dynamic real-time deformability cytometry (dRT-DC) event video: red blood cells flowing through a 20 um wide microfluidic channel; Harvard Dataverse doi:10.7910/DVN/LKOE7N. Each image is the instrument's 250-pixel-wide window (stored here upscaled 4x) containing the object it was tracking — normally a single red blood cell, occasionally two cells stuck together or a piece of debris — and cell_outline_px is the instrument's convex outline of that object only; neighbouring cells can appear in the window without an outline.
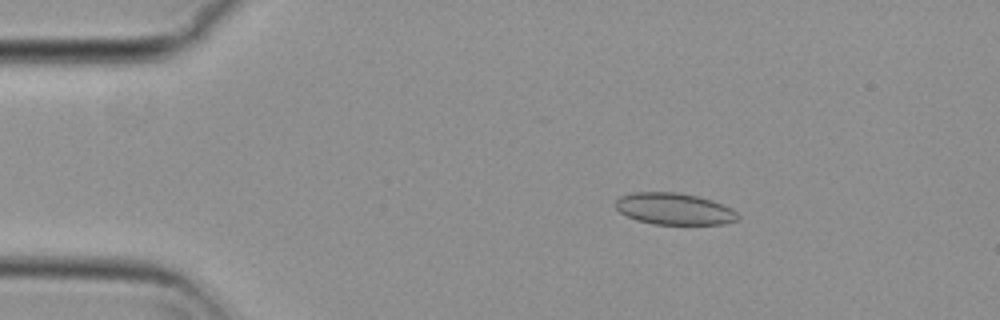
{"species": "common noctule bat (a hibernating species)", "species_latin": "Nyctalus noctula", "temperature_condition": "cold", "stored_images_in_passage": 54, "camera_frame_rate_fps": 3000, "um_per_image_px": 0.085, "animal": {"sex": "female", "body_mass_g": 29.2, "forearm_length_mm": 56.3}, "frame": {"image": 1, "passage_image": 8, "time_ms": 2.333, "image_size_px": [1000, 320], "cell_outline_px": [[740, 216], [736, 220], [724, 224], [652, 224], [636, 220], [620, 212], [616, 208], [616, 200], [620, 196], [632, 192], [676, 192], [696, 196], [712, 200], [724, 204], [732, 208]], "centroid_in_image_um": [57.31, 17.75], "position_along_channel_um": 27.7, "area_um2": 22.6}}
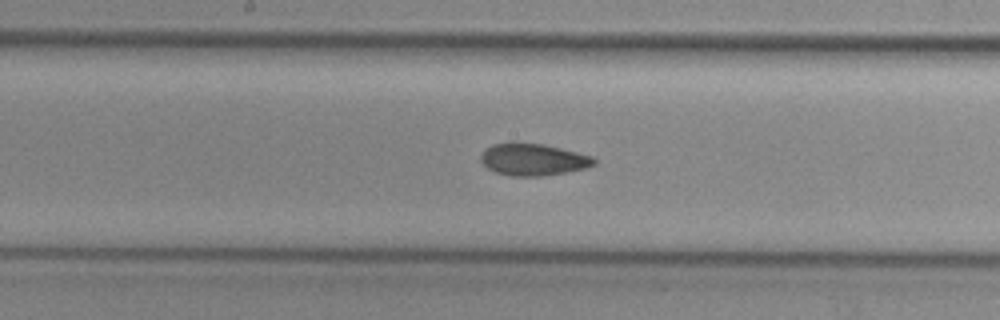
{"frame": {"image": 2, "passage_image": 27, "time_ms": 8.667, "image_size_px": [1000, 320], "cell_outline_px": [[596, 164], [588, 168], [540, 176], [512, 176], [496, 172], [488, 168], [480, 160], [480, 156], [492, 144], [512, 140], [540, 144], [560, 148], [592, 156], [596, 160]], "centroid_in_image_um": [45.3, 13.54], "position_along_channel_um": 202.9, "area_um2": 21.21}}
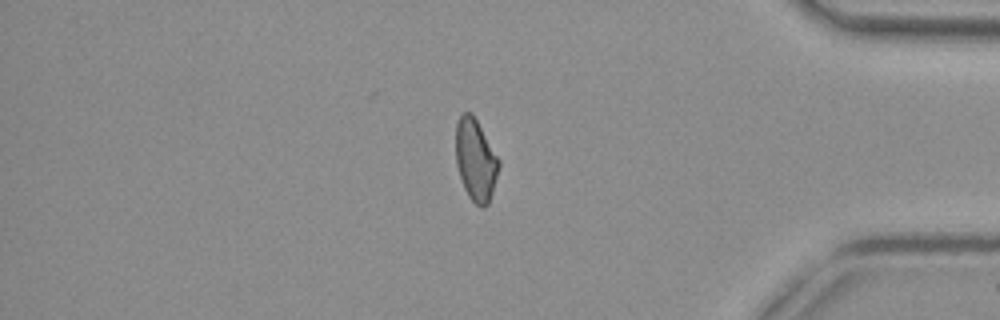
{"frame": {"image": 3, "passage_image": 45, "time_ms": 14.667, "image_size_px": [1000, 320], "cell_outline_px": [[500, 164], [492, 192], [488, 204], [484, 208], [480, 208], [468, 196], [464, 188], [456, 164], [456, 124], [460, 116], [464, 112], [472, 112], [500, 160]], "centroid_in_image_um": [40.43, 13.59], "position_along_channel_um": 394.8, "area_um2": 20.46}, "authors_computed_cell_mechanics": {"area_um2": 21.2704, "velocity_mm_per_s": 3.7249, "shape_relaxation_time_tau1_ms": null, "shape_relaxation_time_tau2_ms": 3.4244, "deformation_change_tau1": null, "deformation_change_tau2": 0.0829}}